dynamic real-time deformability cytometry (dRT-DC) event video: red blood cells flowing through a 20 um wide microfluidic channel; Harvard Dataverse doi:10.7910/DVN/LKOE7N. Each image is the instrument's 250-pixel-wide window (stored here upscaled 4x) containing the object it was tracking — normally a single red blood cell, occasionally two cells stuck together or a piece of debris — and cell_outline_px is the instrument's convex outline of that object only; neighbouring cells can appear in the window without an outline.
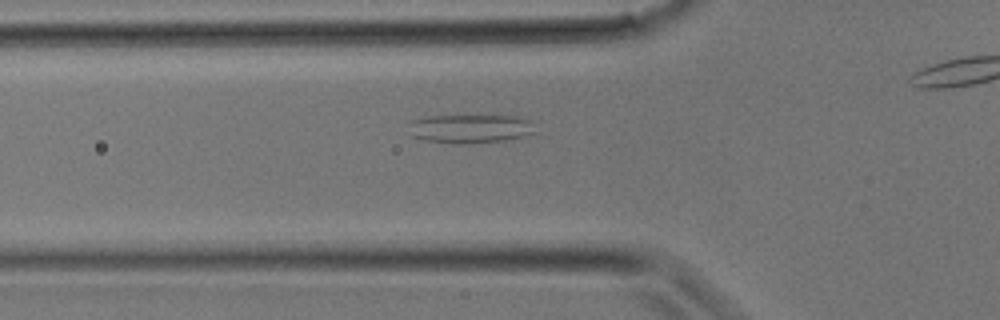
{"species": "common noctule bat (a hibernating species)", "species_latin": "Nyctalus noctula", "temperature_condition": "room temperature", "stored_images_in_passage": 26, "camera_frame_rate_fps": 3000, "um_per_image_px": 0.085, "animal": {"sex": "male", "body_mass_g": 17.9}, "frame": {"image": 1, "passage_image": 11, "time_ms": 3.333, "image_size_px": [1000, 320], "cell_outline_px": [[536, 132], [528, 136], [504, 140], [464, 144], [456, 144], [424, 140], [412, 136], [408, 124], [412, 120], [428, 116], [516, 116], [528, 120]], "centroid_in_image_um": [39.95, 10.95], "position_along_channel_um": 85.9, "area_um2": 21.15}}
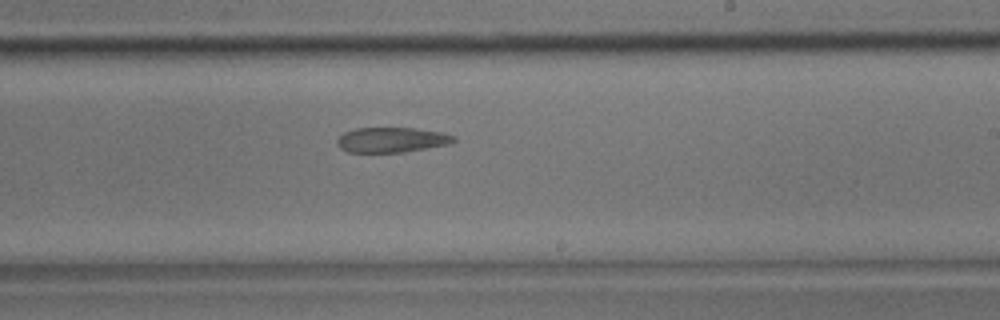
{"frame": {"image": 2, "passage_image": 19, "time_ms": 6.0, "image_size_px": [1000, 320], "cell_outline_px": [[456, 140], [452, 144], [404, 152], [348, 152], [340, 148], [336, 144], [336, 140], [344, 132], [356, 128], [412, 128], [444, 132], [456, 136]], "centroid_in_image_um": [33.33, 11.89], "position_along_channel_um": 255.7, "area_um2": 17.22}}
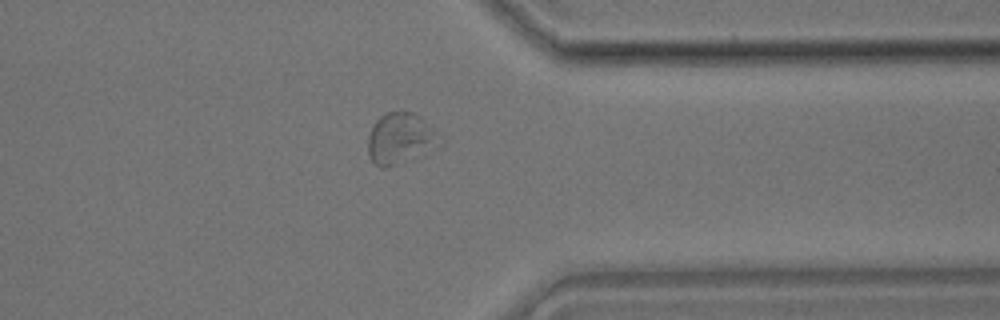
{"frame": {"image": 3, "passage_image": 25, "time_ms": 8.0, "image_size_px": [1000, 320], "cell_outline_px": [[444, 144], [440, 148], [424, 156], [384, 168], [376, 164], [372, 160], [368, 152], [368, 136], [372, 124], [380, 116], [388, 112], [412, 112], [420, 116], [440, 132], [444, 140]], "centroid_in_image_um": [34.15, 11.79], "position_along_channel_um": 377.3, "area_um2": 22.25}}